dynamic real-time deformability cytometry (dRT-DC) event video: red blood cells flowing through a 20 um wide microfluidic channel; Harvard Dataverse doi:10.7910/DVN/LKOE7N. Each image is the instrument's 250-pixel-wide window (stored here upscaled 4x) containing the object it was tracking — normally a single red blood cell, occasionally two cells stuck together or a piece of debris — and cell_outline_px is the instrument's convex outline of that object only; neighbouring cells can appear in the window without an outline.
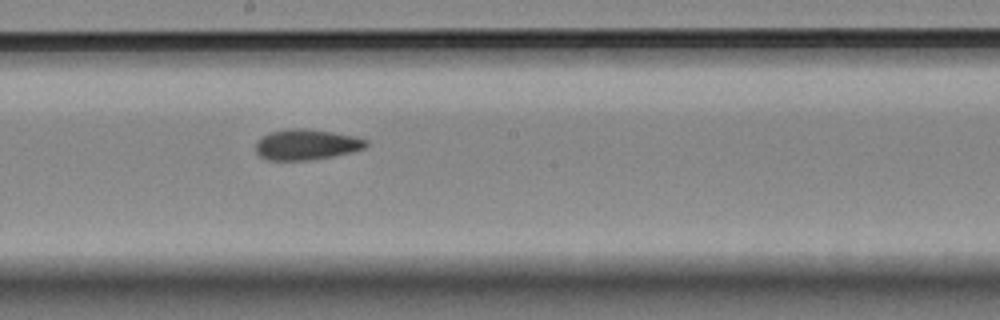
{"species": "Egyptian fruit bat (a non-hibernating species)", "species_latin": "Rousettus aegyptiacus", "temperature_condition": "room temperature", "stored_images_in_passage": 9, "camera_frame_rate_fps": 3000, "um_per_image_px": 0.085, "animal": {"sex": "female"}, "frame": {"image": 1, "passage_image": 9, "time_ms": 2.667, "image_size_px": [1000, 320], "cell_outline_px": [[368, 144], [364, 148], [352, 152], [332, 156], [308, 160], [268, 160], [260, 156], [256, 152], [256, 144], [268, 132], [288, 128], [304, 128], [332, 132], [356, 136], [368, 140]], "centroid_in_image_um": [26.06, 12.28], "position_along_channel_um": 222.1, "area_um2": 19.65}}